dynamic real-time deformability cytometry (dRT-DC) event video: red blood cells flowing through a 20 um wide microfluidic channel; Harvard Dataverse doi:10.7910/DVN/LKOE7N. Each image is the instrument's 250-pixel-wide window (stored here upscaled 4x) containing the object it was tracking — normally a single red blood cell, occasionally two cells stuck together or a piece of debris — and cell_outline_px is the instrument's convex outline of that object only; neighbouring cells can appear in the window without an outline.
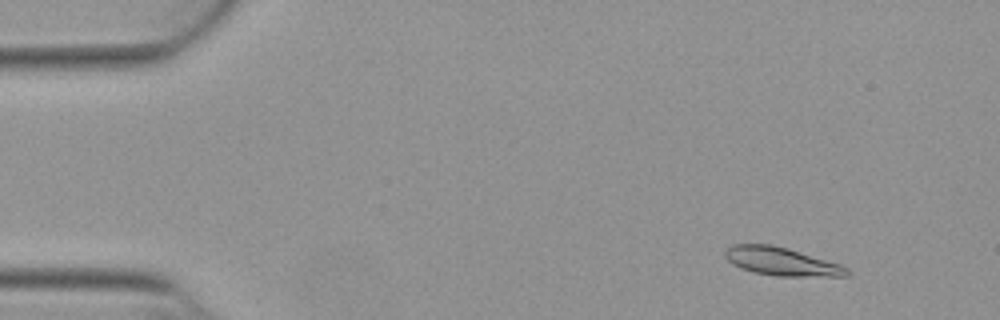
{"species": "Egyptian fruit bat (a non-hibernating species)", "species_latin": "Rousettus aegyptiacus", "temperature_condition": "warm", "stored_images_in_passage": 50, "camera_frame_rate_fps": 3000, "um_per_image_px": 0.085, "animal": {"sex": "female"}, "frame": {"image": 1, "passage_image": 3, "time_ms": 0.667, "image_size_px": [1000, 320], "cell_outline_px": [[852, 272], [848, 276], [776, 276], [756, 272], [740, 268], [732, 264], [724, 256], [724, 252], [732, 244], [772, 244], [788, 248], [840, 264], [848, 268]], "centroid_in_image_um": [66.44, 22.22], "position_along_channel_um": 18.6, "area_um2": 20.06}}
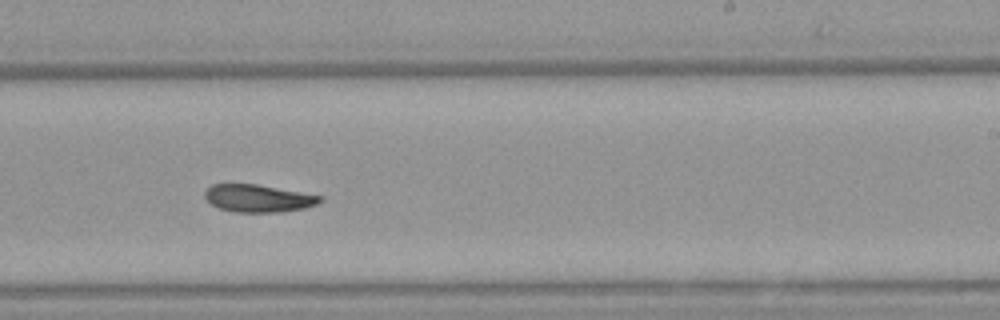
{"frame": {"image": 2, "passage_image": 30, "time_ms": 9.667, "image_size_px": [1000, 320], "cell_outline_px": [[324, 200], [316, 204], [304, 208], [280, 212], [232, 212], [220, 208], [212, 204], [204, 196], [204, 192], [212, 184], [256, 184], [320, 196]], "centroid_in_image_um": [21.92, 16.86], "position_along_channel_um": 267.1, "area_um2": 18.21}}
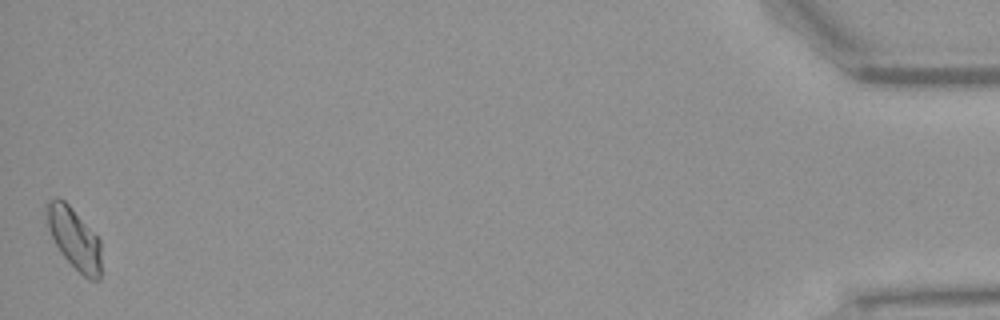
{"frame": {"image": 3, "passage_image": 50, "time_ms": 16.333, "image_size_px": [1000, 320], "cell_outline_px": [[100, 280], [88, 280], [60, 252], [48, 228], [44, 204], [48, 200], [56, 196], [64, 200], [68, 204], [100, 240]], "centroid_in_image_um": [6.28, 20.23], "position_along_channel_um": 428.9, "area_um2": 19.25}, "authors_computed_cell_mechanics": {"area_um2": 19.2474, "velocity_mm_per_s": 3.8566, "shape_relaxation_time_tau1_ms": null, "shape_relaxation_time_tau2_ms": 7.12, "deformation_change_tau1": null, "deformation_change_tau2": 0.118}}